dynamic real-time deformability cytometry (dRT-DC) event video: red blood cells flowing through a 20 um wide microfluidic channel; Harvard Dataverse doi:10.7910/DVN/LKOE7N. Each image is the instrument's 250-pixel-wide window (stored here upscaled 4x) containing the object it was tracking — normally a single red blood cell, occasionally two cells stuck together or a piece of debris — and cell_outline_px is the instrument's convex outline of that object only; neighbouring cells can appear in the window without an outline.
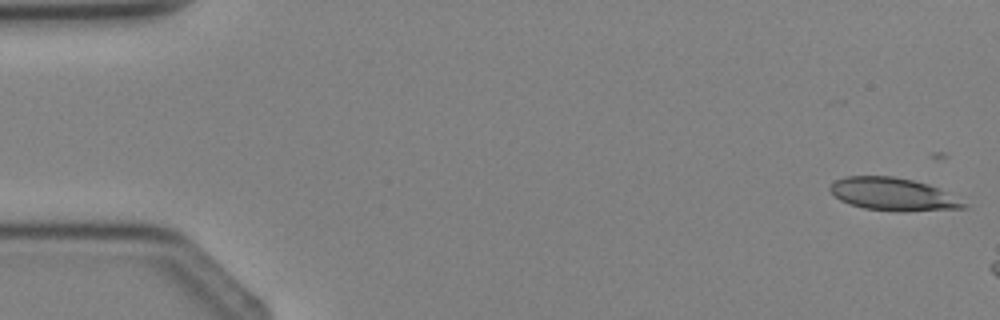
{"species": "Egyptian fruit bat (a non-hibernating species)", "species_latin": "Rousettus aegyptiacus", "temperature_condition": "cold", "stored_images_in_passage": 3, "camera_frame_rate_fps": 3000, "um_per_image_px": 0.085, "animal": {"sex": "female"}, "frame": {"image": 1, "passage_image": 1, "time_ms": 0.0, "image_size_px": [1000, 320], "cell_outline_px": [[968, 208], [864, 208], [840, 200], [828, 188], [836, 180], [848, 176], [892, 176], [912, 180], [928, 184], [968, 204]], "centroid_in_image_um": [75.82, 16.44], "position_along_channel_um": 9.2, "area_um2": 23.64}}